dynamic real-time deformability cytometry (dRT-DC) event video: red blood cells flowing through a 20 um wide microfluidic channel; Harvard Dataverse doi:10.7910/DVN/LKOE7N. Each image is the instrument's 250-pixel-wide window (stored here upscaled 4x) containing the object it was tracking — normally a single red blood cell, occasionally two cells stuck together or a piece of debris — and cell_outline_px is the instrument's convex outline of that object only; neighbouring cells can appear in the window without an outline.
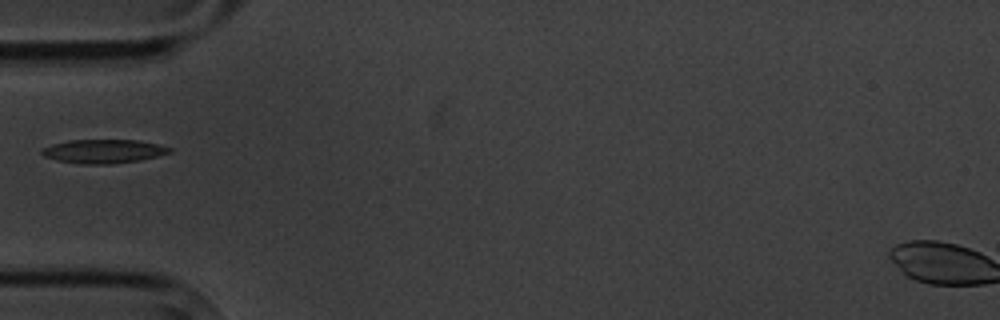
{"species": "common noctule bat (a hibernating species)", "species_latin": "Nyctalus noctula", "temperature_condition": "cold", "stored_images_in_passage": 6, "camera_frame_rate_fps": 3000, "um_per_image_px": 0.085, "animal": {"sex": "male", "body_mass_g": 20.1, "forearm_length_mm": 53.5}, "frame": {"image": 1, "passage_image": 5, "time_ms": 4.667, "image_size_px": [1000, 320], "cell_outline_px": [[172, 152], [160, 156], [140, 160], [112, 164], [80, 164], [56, 160], [44, 156], [40, 152], [40, 148], [52, 144], [68, 140], [136, 140], [156, 144], [172, 148]], "centroid_in_image_um": [8.77, 12.86], "position_along_channel_um": 76.2, "area_um2": 17.86}}
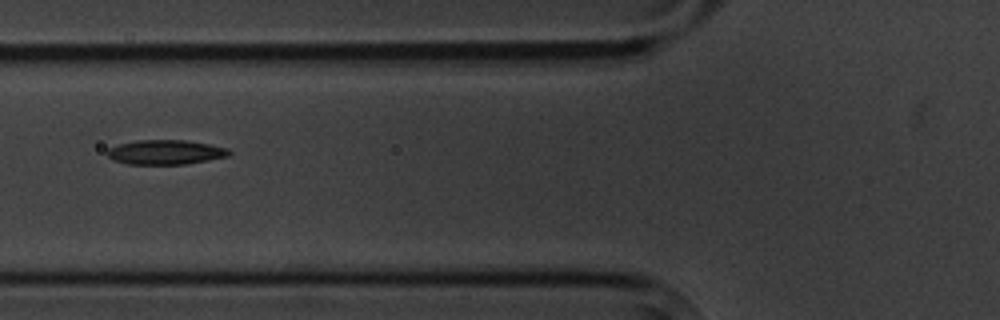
{"frame": {"image": 2, "passage_image": 6, "time_ms": 5.667, "image_size_px": [1000, 320], "cell_outline_px": [[232, 152], [228, 156], [208, 160], [184, 164], [128, 164], [112, 160], [104, 152], [108, 148], [120, 144], [136, 140], [184, 140], [208, 144], [228, 148]], "centroid_in_image_um": [14.03, 12.94], "position_along_channel_um": 111.8, "area_um2": 17.46}}